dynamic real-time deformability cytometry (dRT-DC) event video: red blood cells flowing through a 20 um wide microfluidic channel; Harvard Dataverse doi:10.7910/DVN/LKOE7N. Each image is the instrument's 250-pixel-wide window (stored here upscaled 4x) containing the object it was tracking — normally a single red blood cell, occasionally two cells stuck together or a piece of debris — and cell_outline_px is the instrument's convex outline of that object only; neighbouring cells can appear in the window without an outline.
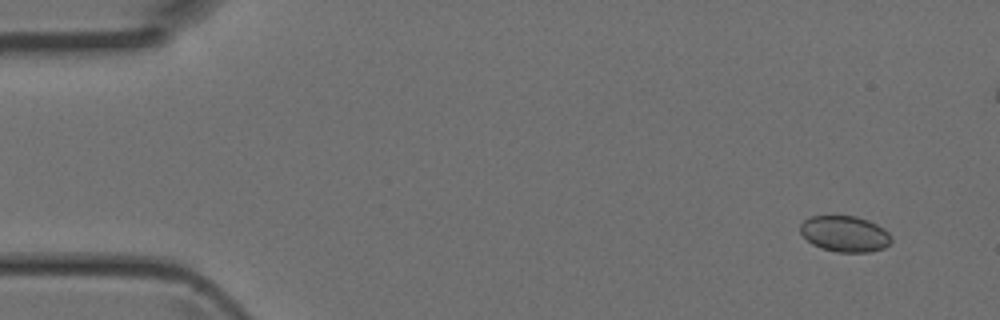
{"species": "Egyptian fruit bat (a non-hibernating species)", "species_latin": "Rousettus aegyptiacus", "temperature_condition": "room temperature", "stored_images_in_passage": 5, "camera_frame_rate_fps": 3000, "um_per_image_px": 0.085, "animal": {"sex": "female"}, "frame": {"image": 1, "passage_image": 1, "time_ms": 0.0, "image_size_px": [1000, 320], "cell_outline_px": [[892, 240], [884, 248], [872, 252], [836, 252], [812, 244], [800, 232], [800, 224], [808, 216], [856, 216], [868, 220], [884, 228], [888, 232]], "centroid_in_image_um": [71.81, 19.87], "position_along_channel_um": 13.2, "area_um2": 19.07}}